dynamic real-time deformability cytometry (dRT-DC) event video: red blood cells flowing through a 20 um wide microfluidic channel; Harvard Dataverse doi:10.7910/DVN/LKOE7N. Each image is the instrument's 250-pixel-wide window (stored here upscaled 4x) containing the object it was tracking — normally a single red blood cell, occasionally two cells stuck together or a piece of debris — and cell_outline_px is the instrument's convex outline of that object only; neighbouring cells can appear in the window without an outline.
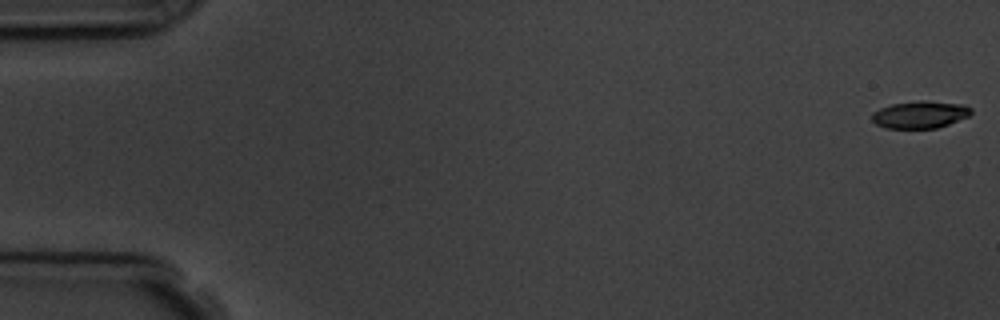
{"species": "common noctule bat (a hibernating species)", "species_latin": "Nyctalus noctula", "temperature_condition": "room temperature", "stored_images_in_passage": 6, "camera_frame_rate_fps": 3000, "um_per_image_px": 0.085, "animal": {"sex": "male", "body_mass_g": 19.5, "forearm_length_mm": 54.6}, "frame": {"image": 1, "passage_image": 1, "time_ms": 0.0, "image_size_px": [1000, 320], "cell_outline_px": [[972, 112], [968, 116], [948, 124], [936, 128], [884, 128], [876, 124], [872, 120], [872, 112], [880, 108], [892, 104], [920, 100], [924, 100], [964, 104], [972, 108]], "centroid_in_image_um": [78.2, 9.73], "position_along_channel_um": 6.8, "area_um2": 15.78}}